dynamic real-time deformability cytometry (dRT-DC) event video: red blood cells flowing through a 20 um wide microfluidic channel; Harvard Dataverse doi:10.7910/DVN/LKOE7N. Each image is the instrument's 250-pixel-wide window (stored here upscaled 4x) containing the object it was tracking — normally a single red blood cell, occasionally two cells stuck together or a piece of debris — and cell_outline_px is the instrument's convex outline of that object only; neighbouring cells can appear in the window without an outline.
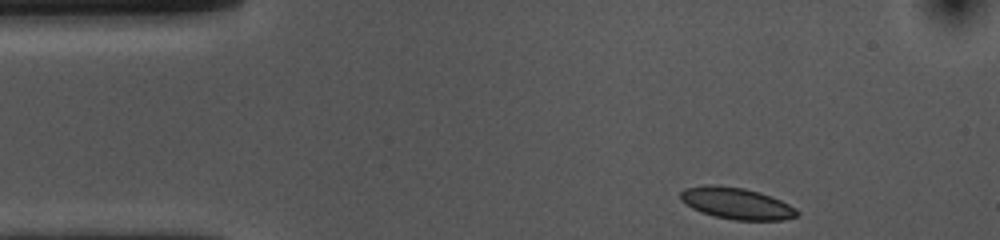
{"species": "common noctule bat (a hibernating species)", "species_latin": "Nyctalus noctula", "temperature_condition": "cold", "stored_images_in_passage": 7, "camera_frame_rate_fps": 3000, "um_per_image_px": 0.085, "animal": {"sex": "female", "body_mass_g": 10.0, "forearm_length_mm": 53.1}, "frame": {"image": 1, "passage_image": 1, "time_ms": 0.0, "image_size_px": [1000, 240], "cell_outline_px": [[800, 212], [796, 216], [784, 220], [736, 220], [712, 216], [700, 212], [692, 208], [680, 200], [680, 192], [684, 188], [712, 184], [744, 188], [760, 192], [772, 196], [796, 208]], "centroid_in_image_um": [62.59, 17.29], "position_along_channel_um": 22.4, "area_um2": 21.56}}